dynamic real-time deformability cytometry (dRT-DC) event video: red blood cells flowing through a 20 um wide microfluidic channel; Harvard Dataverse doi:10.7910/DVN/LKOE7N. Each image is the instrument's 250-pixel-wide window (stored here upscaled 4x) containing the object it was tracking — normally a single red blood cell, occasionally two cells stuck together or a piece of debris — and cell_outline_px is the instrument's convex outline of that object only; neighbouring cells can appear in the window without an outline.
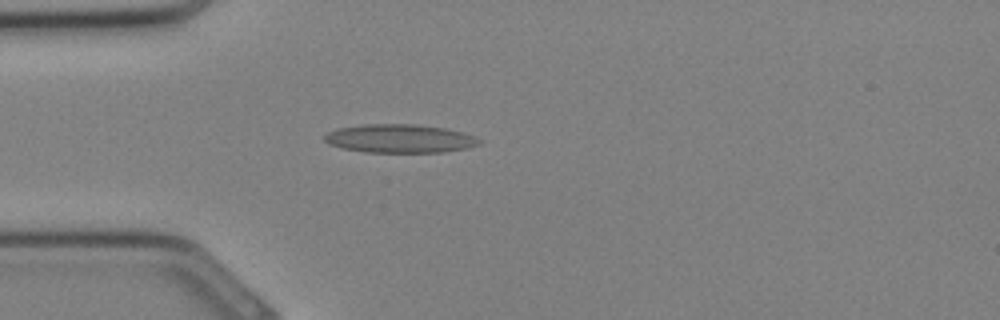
{"species": "Egyptian fruit bat (a non-hibernating species)", "species_latin": "Rousettus aegyptiacus", "temperature_condition": "cold", "stored_images_in_passage": 33, "camera_frame_rate_fps": 3000, "um_per_image_px": 0.085, "animal": {"sex": "female"}, "frame": {"image": 1, "passage_image": 9, "time_ms": 2.667, "image_size_px": [1000, 320], "cell_outline_px": [[484, 140], [480, 144], [468, 148], [444, 152], [364, 152], [344, 148], [328, 144], [324, 140], [324, 136], [328, 132], [336, 128], [364, 124], [416, 124], [444, 128], [476, 136]], "centroid_in_image_um": [34.0, 11.78], "position_along_channel_um": 51.0, "area_um2": 25.84}}
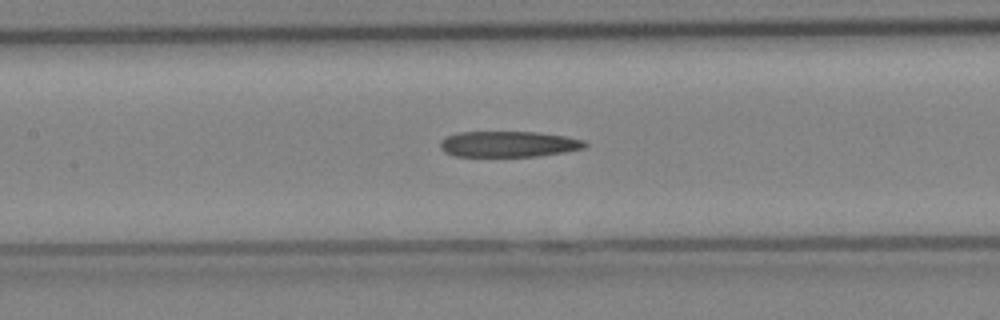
{"frame": {"image": 2, "passage_image": 15, "time_ms": 4.667, "image_size_px": [1000, 320], "cell_outline_px": [[588, 144], [584, 148], [564, 152], [536, 156], [456, 156], [444, 152], [440, 148], [440, 140], [444, 136], [460, 132], [536, 132], [564, 136], [584, 140]], "centroid_in_image_um": [43.19, 12.24], "position_along_channel_um": 164.2, "area_um2": 21.79}}
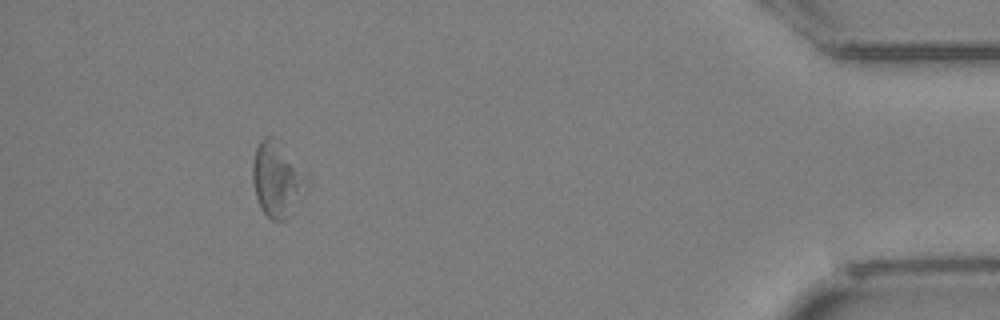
{"frame": {"image": 3, "passage_image": 30, "time_ms": 9.667, "image_size_px": [1000, 320], "cell_outline_px": [[312, 176], [284, 220], [272, 220], [260, 208], [256, 196], [252, 180], [252, 160], [256, 148], [260, 140], [264, 136], [276, 136], [280, 140]], "centroid_in_image_um": [23.56, 15.11], "position_along_channel_um": 411.6, "area_um2": 24.04}}